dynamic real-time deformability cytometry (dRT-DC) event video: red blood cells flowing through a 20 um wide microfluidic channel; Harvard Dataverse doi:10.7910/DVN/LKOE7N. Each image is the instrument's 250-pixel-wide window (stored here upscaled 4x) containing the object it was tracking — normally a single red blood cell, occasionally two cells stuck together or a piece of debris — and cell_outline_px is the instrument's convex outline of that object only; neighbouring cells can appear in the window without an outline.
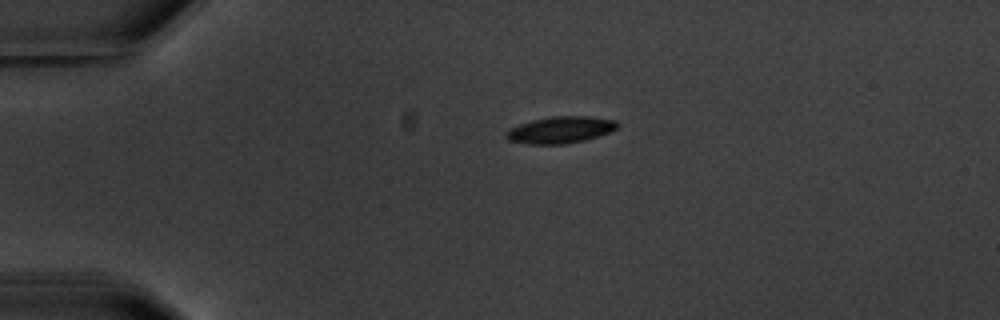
{"species": "common noctule bat (a hibernating species)", "species_latin": "Nyctalus noctula", "temperature_condition": "warm", "stored_images_in_passage": 4, "camera_frame_rate_fps": 3000, "um_per_image_px": 0.085, "animal": {"sex": "male", "body_mass_g": 20.1, "forearm_length_mm": 53.5}, "frame": {"image": 1, "passage_image": 1, "time_ms": 0.0, "image_size_px": [1000, 320], "cell_outline_px": [[620, 124], [616, 128], [608, 132], [584, 140], [564, 144], [528, 144], [508, 140], [504, 136], [512, 128], [520, 124], [532, 120], [552, 116], [592, 116], [616, 120]], "centroid_in_image_um": [47.65, 11.03], "position_along_channel_um": 37.3, "area_um2": 17.17}}